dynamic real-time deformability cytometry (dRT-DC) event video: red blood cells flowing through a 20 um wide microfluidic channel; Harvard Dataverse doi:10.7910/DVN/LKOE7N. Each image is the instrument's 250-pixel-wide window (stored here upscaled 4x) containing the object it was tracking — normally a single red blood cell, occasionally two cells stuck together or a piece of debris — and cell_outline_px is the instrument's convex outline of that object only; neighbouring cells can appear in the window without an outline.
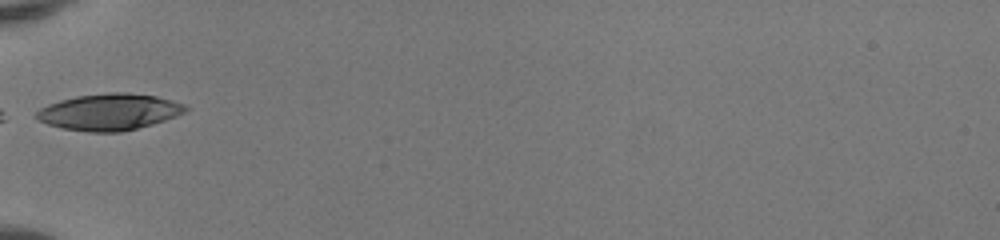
{"species": "human", "species_latin": "Homo sapiens", "temperature_condition": "room temperature", "stored_images_in_passage": 31, "camera_frame_rate_fps": 3000, "um_per_image_px": 0.085, "donor": {"sex": "female"}, "frame": {"image": 1, "passage_image": 1, "time_ms": 0.0, "image_size_px": [1000, 240], "cell_outline_px": [[188, 108], [184, 112], [176, 116], [152, 124], [120, 132], [88, 132], [64, 128], [48, 124], [40, 120], [36, 116], [36, 112], [40, 108], [48, 104], [60, 100], [76, 96], [108, 92], [128, 92], [156, 96], [172, 100], [184, 104]], "centroid_in_image_um": [9.29, 9.5], "position_along_channel_um": 75.7, "area_um2": 31.5}}
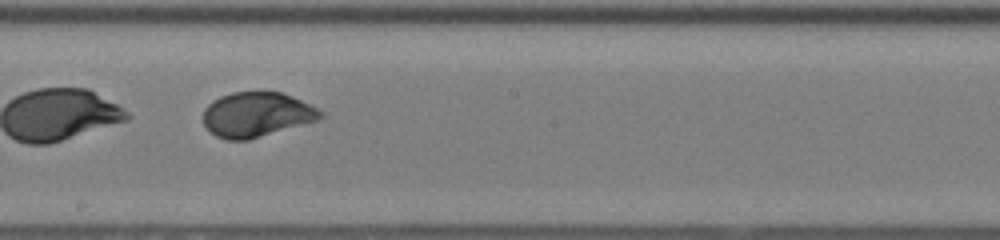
{"frame": {"image": 2, "passage_image": 12, "time_ms": 3.667, "image_size_px": [1000, 240], "cell_outline_px": [[324, 116], [316, 120], [248, 140], [224, 140], [216, 136], [204, 124], [204, 108], [212, 100], [220, 96], [232, 92], [280, 92], [292, 96], [324, 112]], "centroid_in_image_um": [21.78, 9.73], "position_along_channel_um": 226.4, "area_um2": 30.29}}
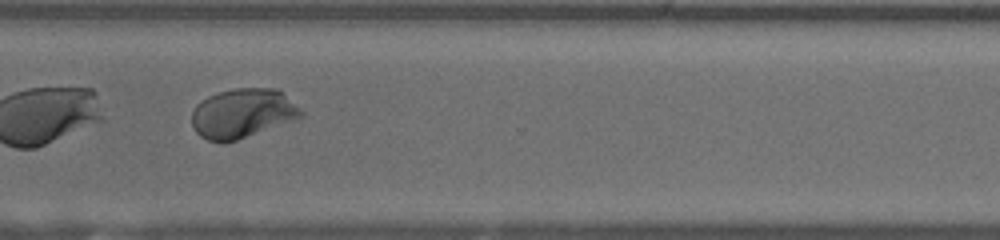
{"frame": {"image": 3, "passage_image": 21, "time_ms": 6.667, "image_size_px": [1000, 240], "cell_outline_px": [[304, 116], [236, 140], [224, 144], [220, 144], [208, 140], [200, 136], [192, 128], [192, 112], [196, 104], [208, 96], [216, 92], [236, 88], [276, 88], [300, 108], [304, 112]], "centroid_in_image_um": [20.57, 9.64], "position_along_channel_um": 350.0, "area_um2": 31.44}, "authors_computed_cell_mechanics": {"area_um2": 31.1542, "velocity_mm_per_s": 4.1236, "shape_relaxation_time_tau1_ms": 3.012, "shape_relaxation_time_tau2_ms": null, "deformation_change_tau1": 0.1737, "deformation_change_tau2": null}}